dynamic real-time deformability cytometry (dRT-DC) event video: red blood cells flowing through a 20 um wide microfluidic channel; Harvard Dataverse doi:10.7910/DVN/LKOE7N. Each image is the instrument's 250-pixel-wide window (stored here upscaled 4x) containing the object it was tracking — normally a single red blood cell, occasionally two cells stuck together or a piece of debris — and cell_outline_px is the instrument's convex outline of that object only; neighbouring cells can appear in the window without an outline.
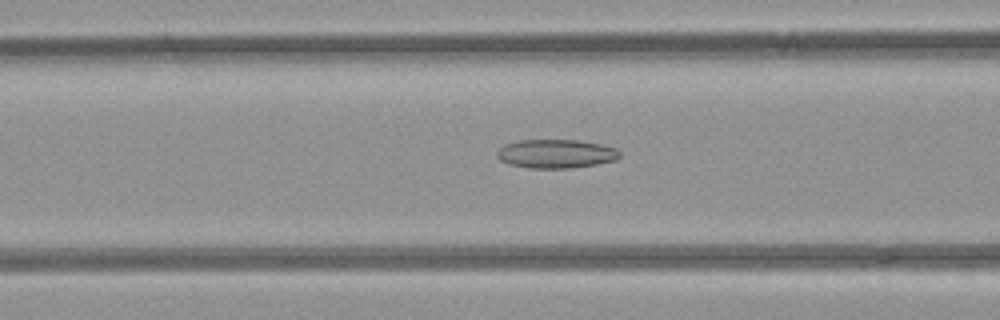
{"species": "common noctule bat (a hibernating species)", "species_latin": "Nyctalus noctula", "temperature_condition": "room temperature", "stored_images_in_passage": 53, "camera_frame_rate_fps": 3000, "um_per_image_px": 0.085, "animal": {"sex": "female", "body_mass_g": 21.9}, "frame": {"image": 1, "passage_image": 21, "time_ms": 6.667, "image_size_px": [1000, 320], "cell_outline_px": [[620, 156], [616, 160], [596, 164], [572, 168], [528, 168], [508, 164], [500, 160], [496, 156], [496, 152], [504, 144], [520, 140], [580, 140], [600, 144], [616, 148], [620, 152]], "centroid_in_image_um": [47.24, 13.07], "position_along_channel_um": 119.4, "area_um2": 20.69}}
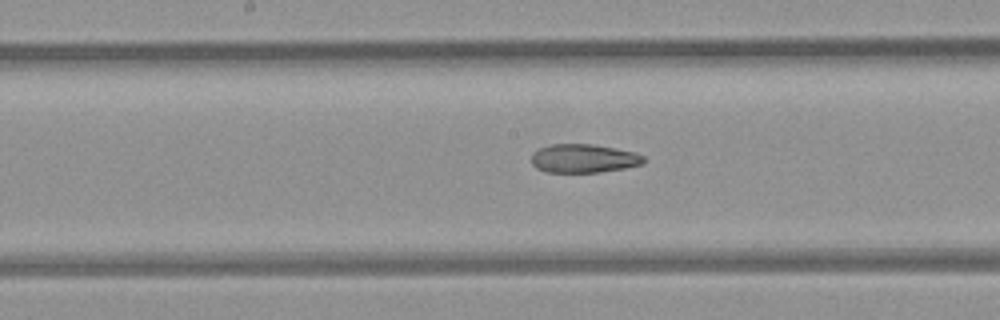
{"frame": {"image": 2, "passage_image": 27, "time_ms": 8.667, "image_size_px": [1000, 320], "cell_outline_px": [[644, 164], [624, 168], [600, 172], [544, 172], [536, 168], [532, 164], [532, 152], [540, 148], [552, 144], [592, 144], [616, 148], [636, 152], [644, 156]], "centroid_in_image_um": [49.62, 13.47], "position_along_channel_um": 198.6, "area_um2": 18.84}}
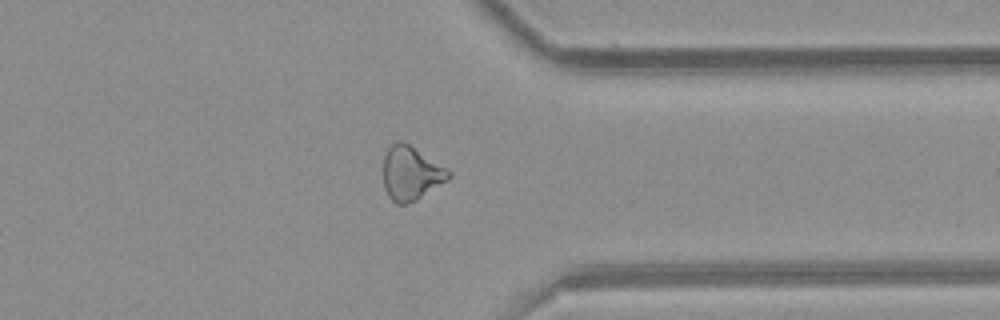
{"frame": {"image": 3, "passage_image": 41, "time_ms": 13.333, "image_size_px": [1000, 320], "cell_outline_px": [[452, 176], [448, 180], [416, 200], [404, 204], [396, 204], [388, 196], [384, 188], [384, 156], [388, 148], [392, 144], [400, 140], [404, 140], [452, 172]], "centroid_in_image_um": [34.93, 14.72], "position_along_channel_um": 376.5, "area_um2": 20.52}, "authors_computed_cell_mechanics": {"area_um2": 22.0796, "velocity_mm_per_s": 3.9406, "shape_relaxation_time_tau1_ms": null, "shape_relaxation_time_tau2_ms": 3.677, "deformation_change_tau1": null, "deformation_change_tau2": 0.1154}}